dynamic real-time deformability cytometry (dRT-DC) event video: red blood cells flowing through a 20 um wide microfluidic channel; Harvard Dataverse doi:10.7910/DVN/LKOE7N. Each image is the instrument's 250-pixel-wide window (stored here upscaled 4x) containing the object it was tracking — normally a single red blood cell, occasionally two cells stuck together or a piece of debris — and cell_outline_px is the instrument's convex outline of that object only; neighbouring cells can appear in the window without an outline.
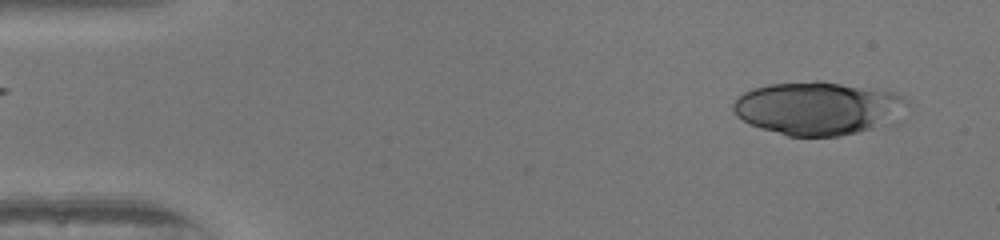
{"species": "human", "species_latin": "Homo sapiens", "temperature_condition": "warm", "stored_images_in_passage": 48, "camera_frame_rate_fps": 3000, "um_per_image_px": 0.085, "donor": {"sex": "female"}, "frame": {"image": 1, "passage_image": 3, "time_ms": 0.667, "image_size_px": [1000, 240], "cell_outline_px": [[908, 104], [880, 124], [872, 128], [840, 136], [788, 136], [760, 128], [748, 124], [736, 116], [732, 108], [732, 104], [744, 92], [752, 88], [768, 84], [816, 80], [820, 80], [896, 92], [908, 100]], "centroid_in_image_um": [69.4, 9.17], "position_along_channel_um": 15.6, "area_um2": 53.29}}